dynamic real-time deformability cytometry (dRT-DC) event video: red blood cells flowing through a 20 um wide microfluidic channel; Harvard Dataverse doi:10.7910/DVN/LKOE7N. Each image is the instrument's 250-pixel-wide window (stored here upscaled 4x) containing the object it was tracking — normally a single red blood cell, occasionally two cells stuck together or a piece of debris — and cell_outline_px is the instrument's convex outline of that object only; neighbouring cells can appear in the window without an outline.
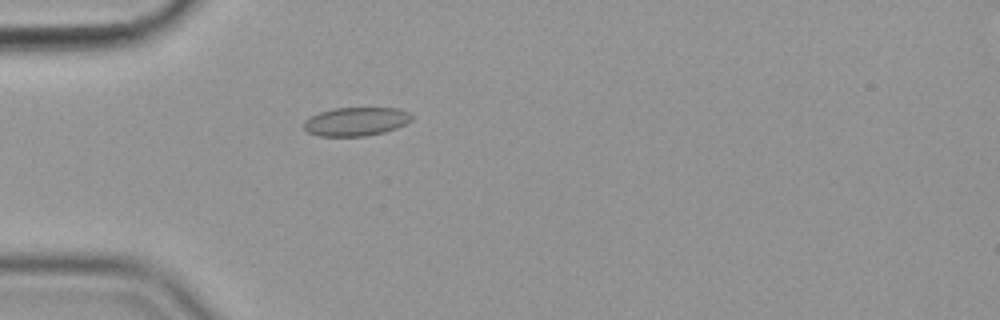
{"species": "common noctule bat (a hibernating species)", "species_latin": "Nyctalus noctula", "temperature_condition": "cold", "stored_images_in_passage": 55, "camera_frame_rate_fps": 3000, "um_per_image_px": 0.085, "animal": {"sex": "female", "body_mass_g": 19.9}, "frame": {"image": 1, "passage_image": 15, "time_ms": 4.667, "image_size_px": [1000, 320], "cell_outline_px": [[412, 120], [396, 128], [384, 132], [364, 136], [320, 136], [308, 132], [304, 128], [304, 120], [320, 112], [332, 108], [400, 108], [408, 112], [412, 116]], "centroid_in_image_um": [30.26, 10.32], "position_along_channel_um": 54.7, "area_um2": 17.92}}
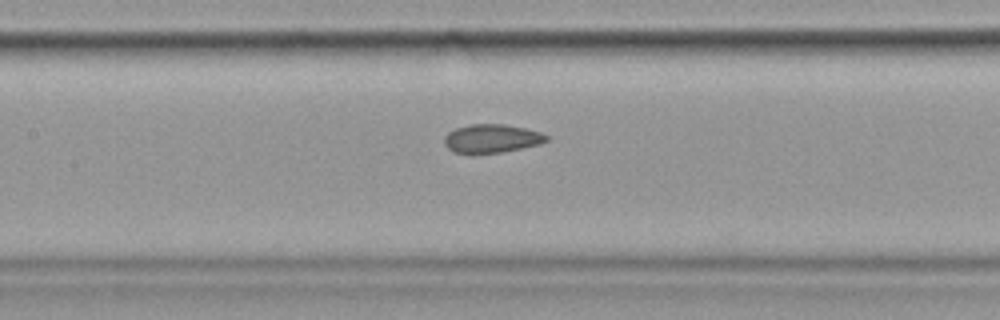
{"frame": {"image": 2, "passage_image": 25, "time_ms": 8.0, "image_size_px": [1000, 320], "cell_outline_px": [[548, 140], [540, 144], [504, 152], [472, 156], [452, 152], [444, 144], [444, 136], [448, 132], [456, 128], [468, 124], [504, 124], [524, 128], [540, 132], [548, 136]], "centroid_in_image_um": [41.73, 11.81], "position_along_channel_um": 165.7, "area_um2": 17.57}}
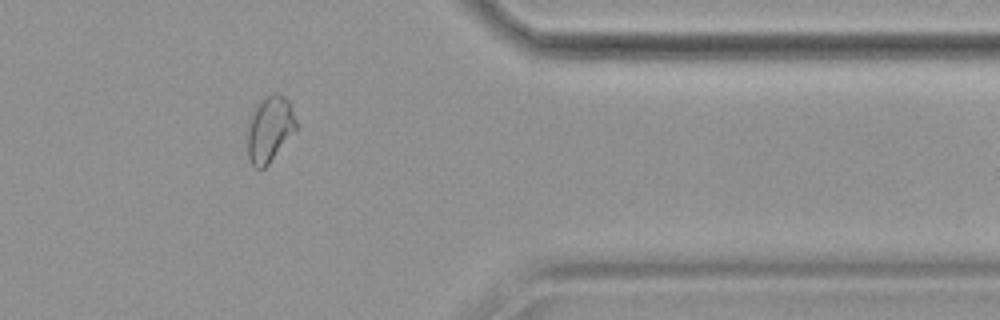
{"frame": {"image": 3, "passage_image": 45, "time_ms": 14.667, "image_size_px": [1000, 320], "cell_outline_px": [[296, 128], [268, 164], [264, 168], [256, 168], [252, 164], [248, 156], [244, 128], [256, 104], [272, 92], [280, 92], [288, 100], [292, 108], [296, 120]], "centroid_in_image_um": [22.85, 10.93], "position_along_channel_um": 388.6, "area_um2": 19.02}, "authors_computed_cell_mechanics": {"area_um2": 18.207, "velocity_mm_per_s": 3.5872, "shape_relaxation_time_tau1_ms": null, "shape_relaxation_time_tau2_ms": 1.8335, "deformation_change_tau1": null, "deformation_change_tau2": 0.0443}}